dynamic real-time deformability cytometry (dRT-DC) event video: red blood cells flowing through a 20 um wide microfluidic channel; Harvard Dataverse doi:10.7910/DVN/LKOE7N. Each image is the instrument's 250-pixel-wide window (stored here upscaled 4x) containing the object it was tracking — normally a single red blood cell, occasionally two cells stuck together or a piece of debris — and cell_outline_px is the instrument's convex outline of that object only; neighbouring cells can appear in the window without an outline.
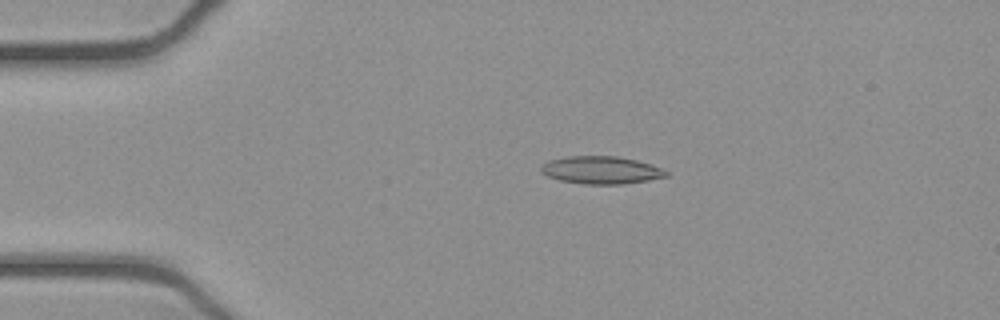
{"species": "common noctule bat (a hibernating species)", "species_latin": "Nyctalus noctula", "temperature_condition": "cold", "stored_images_in_passage": 52, "camera_frame_rate_fps": 3000, "um_per_image_px": 0.085, "animal": {"sex": "female", "body_mass_g": 21.9}, "frame": {"image": 1, "passage_image": 11, "time_ms": 3.333, "image_size_px": [1000, 320], "cell_outline_px": [[668, 176], [648, 180], [624, 184], [584, 184], [560, 180], [548, 176], [540, 172], [540, 168], [548, 160], [568, 156], [616, 156], [636, 160], [652, 164], [668, 172]], "centroid_in_image_um": [51.09, 14.45], "position_along_channel_um": 33.9, "area_um2": 20.11}}
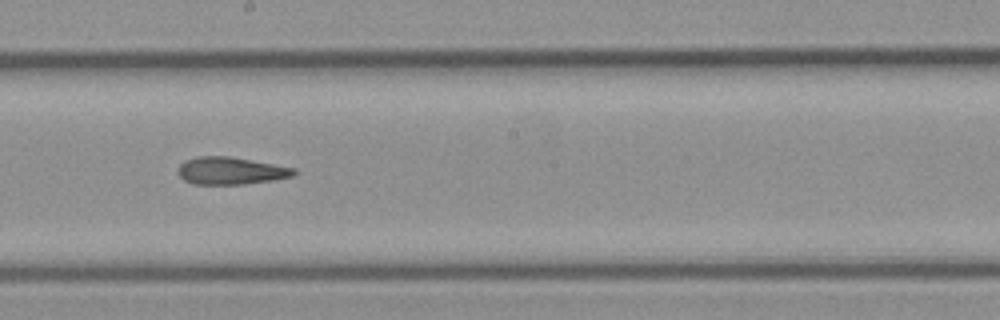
{"frame": {"image": 2, "passage_image": 29, "time_ms": 9.333, "image_size_px": [1000, 320], "cell_outline_px": [[296, 172], [292, 176], [272, 180], [244, 184], [192, 184], [184, 180], [176, 172], [180, 164], [184, 160], [196, 156], [228, 156], [296, 168]], "centroid_in_image_um": [19.56, 14.51], "position_along_channel_um": 228.6, "area_um2": 18.5}}
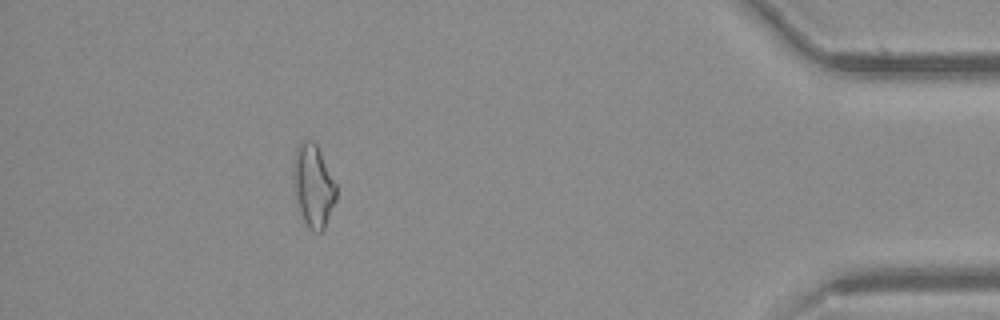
{"frame": {"image": 3, "passage_image": 47, "time_ms": 15.333, "image_size_px": [1000, 320], "cell_outline_px": [[336, 200], [324, 228], [320, 232], [312, 232], [308, 228], [300, 216], [292, 188], [292, 164], [296, 144], [300, 140], [312, 140], [316, 144], [336, 184]], "centroid_in_image_um": [26.57, 15.78], "position_along_channel_um": 408.6, "area_um2": 21.27}, "authors_computed_cell_mechanics": {"area_um2": 19.5653, "velocity_mm_per_s": 3.9437, "shape_relaxation_time_tau1_ms": null, "shape_relaxation_time_tau2_ms": 5.2286, "deformation_change_tau1": null, "deformation_change_tau2": 0.1699}}